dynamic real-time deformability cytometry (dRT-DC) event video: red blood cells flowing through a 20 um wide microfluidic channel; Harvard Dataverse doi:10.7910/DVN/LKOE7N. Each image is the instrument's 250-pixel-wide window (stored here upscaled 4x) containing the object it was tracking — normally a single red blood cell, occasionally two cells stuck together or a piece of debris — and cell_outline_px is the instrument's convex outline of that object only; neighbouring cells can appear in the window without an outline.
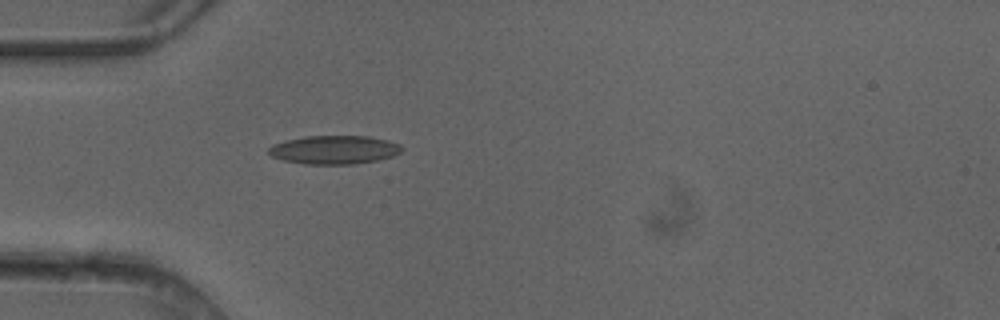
{"species": "common noctule bat (a hibernating species)", "species_latin": "Nyctalus noctula", "temperature_condition": "cold", "stored_images_in_passage": 5, "camera_frame_rate_fps": 3000, "um_per_image_px": 0.085, "animal": {"sex": "female"}, "frame": {"image": 1, "passage_image": 5, "time_ms": 1.333, "image_size_px": [1000, 320], "cell_outline_px": [[404, 148], [400, 152], [392, 156], [376, 160], [352, 164], [304, 164], [284, 160], [272, 156], [268, 152], [268, 148], [272, 144], [284, 140], [304, 136], [368, 136], [388, 140], [400, 144]], "centroid_in_image_um": [28.39, 12.72], "position_along_channel_um": 56.6, "area_um2": 22.2}}